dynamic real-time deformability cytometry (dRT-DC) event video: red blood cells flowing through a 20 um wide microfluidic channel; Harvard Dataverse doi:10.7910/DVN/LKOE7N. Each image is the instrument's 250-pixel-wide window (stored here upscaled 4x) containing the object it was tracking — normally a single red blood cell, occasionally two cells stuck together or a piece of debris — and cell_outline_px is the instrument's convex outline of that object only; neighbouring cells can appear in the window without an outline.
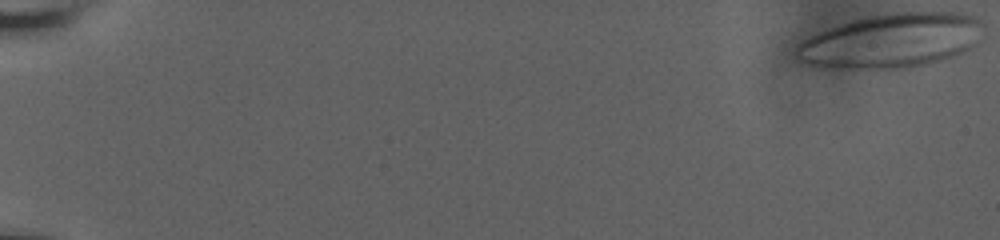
{"species": "human", "species_latin": "Homo sapiens", "temperature_condition": "room temperature", "stored_images_in_passage": 37, "camera_frame_rate_fps": 3000, "um_per_image_px": 0.085, "donor": {"sex": "male"}, "frame": {"image": 1, "passage_image": 1, "time_ms": 0.0, "image_size_px": [1000, 240], "cell_outline_px": [[984, 24], [976, 44], [960, 52], [940, 60], [928, 64], [912, 68], [840, 68], [808, 64], [796, 60], [796, 48], [804, 40], [828, 28], [840, 24], [872, 16], [896, 12], [956, 12], [972, 16], [980, 20]], "centroid_in_image_um": [75.8, 3.46], "position_along_channel_um": 9.2, "area_um2": 58.38}}
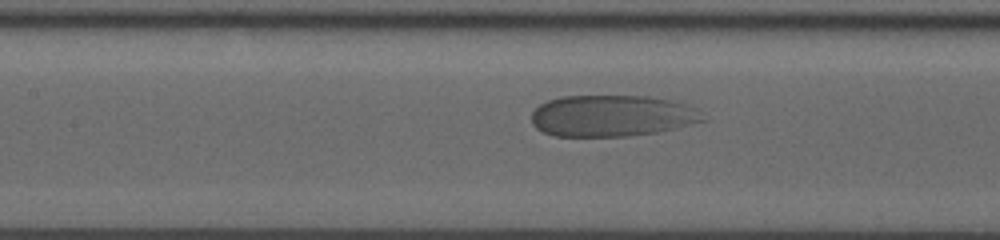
{"frame": {"image": 2, "passage_image": 24, "time_ms": 10.0, "image_size_px": [1000, 240], "cell_outline_px": [[708, 120], [676, 128], [656, 132], [628, 136], [552, 136], [536, 128], [532, 124], [532, 112], [540, 104], [548, 100], [564, 96], [648, 96], [668, 100], [684, 104], [696, 108]], "centroid_in_image_um": [52.01, 9.85], "position_along_channel_um": 155.4, "area_um2": 41.38}}
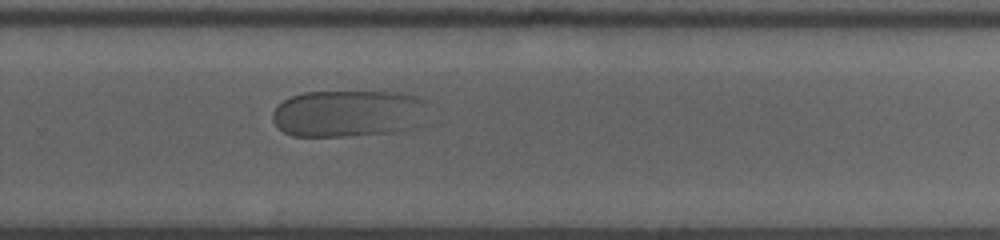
{"frame": {"image": 3, "passage_image": 37, "time_ms": 14.0, "image_size_px": [1000, 240], "cell_outline_px": [[424, 100], [416, 128], [392, 132], [344, 136], [292, 136], [284, 132], [272, 120], [272, 112], [284, 100], [292, 96], [304, 92], [400, 92], [416, 96]], "centroid_in_image_um": [29.53, 9.64], "position_along_channel_um": 300.3, "area_um2": 42.02}}